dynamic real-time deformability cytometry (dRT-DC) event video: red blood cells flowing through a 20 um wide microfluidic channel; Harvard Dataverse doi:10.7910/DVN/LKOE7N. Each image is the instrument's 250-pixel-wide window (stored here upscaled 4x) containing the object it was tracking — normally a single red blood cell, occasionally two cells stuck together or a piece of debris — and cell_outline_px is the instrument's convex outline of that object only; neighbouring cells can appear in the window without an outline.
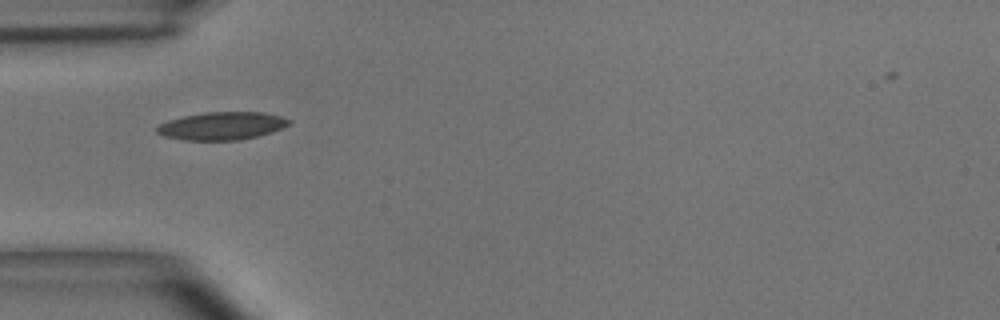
{"species": "common noctule bat (a hibernating species)", "species_latin": "Nyctalus noctula", "temperature_condition": "room temperature", "stored_images_in_passage": 1, "camera_frame_rate_fps": 3000, "um_per_image_px": 0.085, "animal": {"sex": "male", "body_mass_g": 15.6}, "frame": {"image": 1, "passage_image": 1, "time_ms": 0.0, "image_size_px": [1000, 320], "cell_outline_px": [[292, 124], [272, 132], [240, 140], [184, 140], [164, 136], [156, 132], [156, 128], [160, 124], [168, 120], [184, 116], [204, 112], [264, 112], [280, 116], [292, 120]], "centroid_in_image_um": [18.89, 10.7], "position_along_channel_um": 66.1, "area_um2": 21.5}}